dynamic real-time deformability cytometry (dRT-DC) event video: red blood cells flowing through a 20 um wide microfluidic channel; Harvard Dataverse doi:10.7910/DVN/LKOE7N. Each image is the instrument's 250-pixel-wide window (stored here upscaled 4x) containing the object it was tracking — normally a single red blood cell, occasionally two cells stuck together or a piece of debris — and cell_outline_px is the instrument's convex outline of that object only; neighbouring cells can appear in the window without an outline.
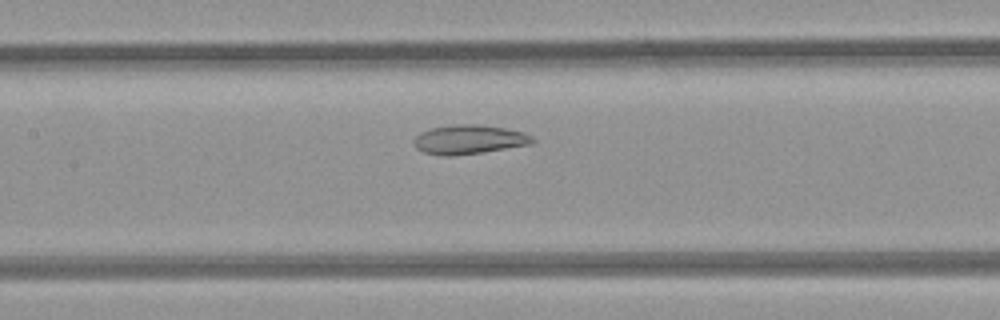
{"species": "common noctule bat (a hibernating species)", "species_latin": "Nyctalus noctula", "temperature_condition": "room temperature", "stored_images_in_passage": 41, "camera_frame_rate_fps": 3000, "um_per_image_px": 0.085, "animal": {"sex": "female", "body_mass_g": 21.9}, "frame": {"image": 1, "passage_image": 19, "time_ms": 6.0, "image_size_px": [1000, 320], "cell_outline_px": [[536, 140], [532, 144], [484, 152], [452, 156], [440, 156], [424, 152], [416, 148], [412, 140], [420, 132], [432, 128], [456, 124], [480, 124], [504, 128], [524, 132], [532, 136]], "centroid_in_image_um": [39.87, 11.86], "position_along_channel_um": 167.5, "area_um2": 20.35}}
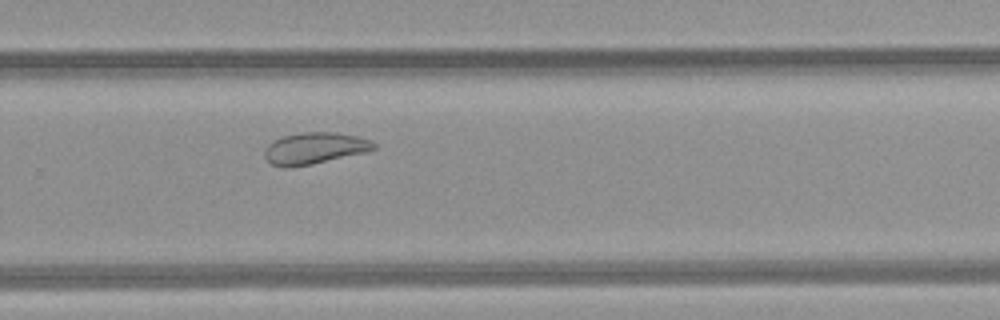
{"frame": {"image": 2, "passage_image": 29, "time_ms": 9.333, "image_size_px": [1000, 320], "cell_outline_px": [[376, 148], [364, 152], [312, 164], [288, 168], [284, 168], [272, 164], [264, 156], [264, 148], [272, 140], [284, 136], [300, 132], [336, 132], [356, 136], [372, 140], [376, 144]], "centroid_in_image_um": [26.7, 12.59], "position_along_channel_um": 303.1, "area_um2": 20.11}}
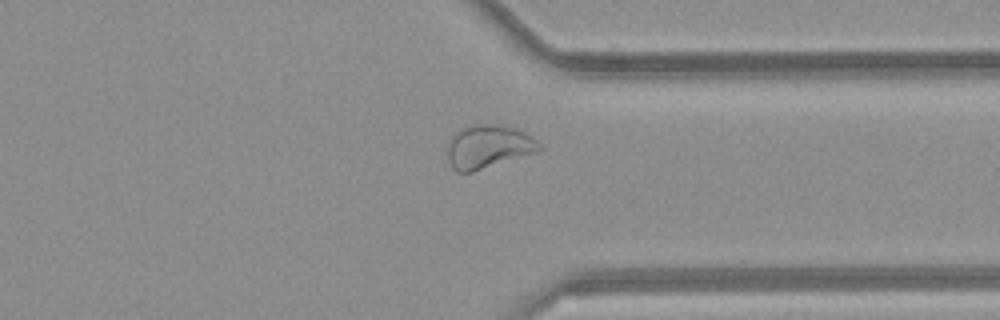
{"frame": {"image": 3, "passage_image": 34, "time_ms": 11.0, "image_size_px": [1000, 320], "cell_outline_px": [[544, 148], [540, 152], [472, 172], [456, 172], [452, 168], [448, 160], [448, 144], [452, 136], [456, 132], [468, 124], [496, 124], [512, 128], [524, 132], [536, 140]], "centroid_in_image_um": [41.52, 12.48], "position_along_channel_um": 369.9, "area_um2": 23.41}}